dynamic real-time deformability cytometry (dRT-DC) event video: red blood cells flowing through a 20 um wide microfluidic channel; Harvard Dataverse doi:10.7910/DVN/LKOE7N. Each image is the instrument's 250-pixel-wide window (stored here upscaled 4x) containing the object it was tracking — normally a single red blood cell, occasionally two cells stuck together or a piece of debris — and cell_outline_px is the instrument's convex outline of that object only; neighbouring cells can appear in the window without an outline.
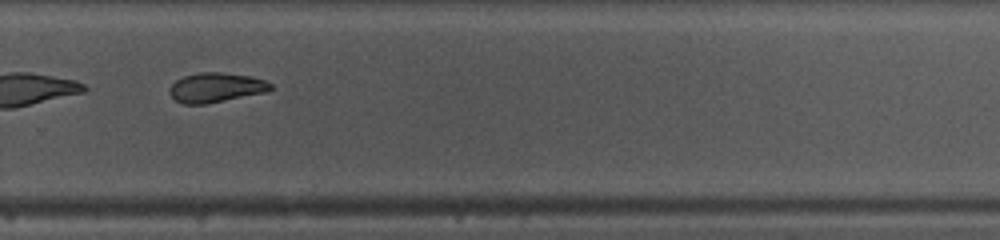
{"species": "common noctule bat (a hibernating species)", "species_latin": "Nyctalus noctula", "temperature_condition": "warm", "stored_images_in_passage": 46, "camera_frame_rate_fps": 3000, "um_per_image_px": 0.085, "animal": {"sex": "female", "body_mass_g": 10.0, "forearm_length_mm": 53.1}, "frame": {"image": 1, "passage_image": 33, "time_ms": 10.667, "image_size_px": [1000, 240], "cell_outline_px": [[272, 88], [268, 92], [204, 104], [184, 104], [176, 100], [168, 92], [168, 88], [176, 80], [184, 76], [200, 72], [220, 72], [248, 76], [264, 80], [272, 84]], "centroid_in_image_um": [18.34, 7.44], "position_along_channel_um": 311.5, "area_um2": 17.34}, "authors_computed_cell_mechanics": {"area_um2": 18.6983, "velocity_mm_per_s": 4.1964, "shape_relaxation_time_tau1_ms": 4.1012, "shape_relaxation_time_tau2_ms": null, "deformation_change_tau1": 0.1371, "deformation_change_tau2": null}}